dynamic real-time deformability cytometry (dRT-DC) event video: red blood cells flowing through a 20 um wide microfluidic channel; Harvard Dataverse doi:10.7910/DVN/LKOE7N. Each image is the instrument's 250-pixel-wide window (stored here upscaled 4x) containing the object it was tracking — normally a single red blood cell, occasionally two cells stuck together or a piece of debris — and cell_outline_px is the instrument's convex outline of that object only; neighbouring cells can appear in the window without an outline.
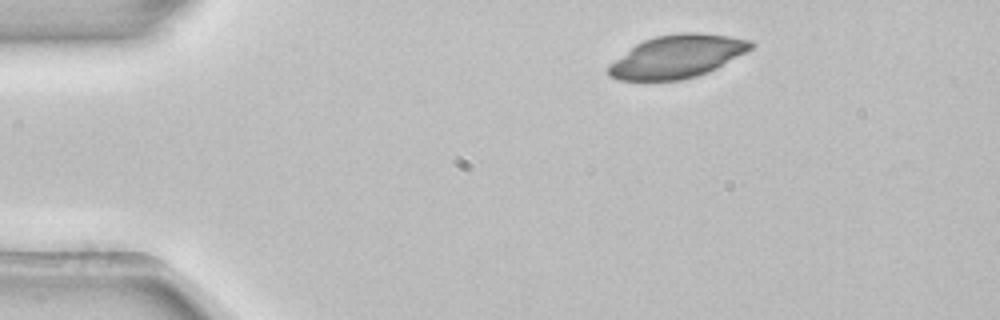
{"species": "common noctule bat (a hibernating species)", "species_latin": "Nyctalus noctula", "temperature_condition": "room temperature", "stored_images_in_passage": 3, "camera_frame_rate_fps": 3000, "um_per_image_px": 0.085, "animal": {"sex": "female", "body_mass_g": 22.7, "forearm_length_mm": 54.2}, "frame": {"image": 1, "passage_image": 1, "time_ms": 0.0, "image_size_px": [1000, 320], "cell_outline_px": [[756, 44], [752, 48], [716, 68], [708, 72], [696, 76], [680, 80], [620, 80], [608, 76], [608, 64], [636, 44], [644, 40], [656, 36], [680, 32], [700, 32], [728, 36], [752, 40]], "centroid_in_image_um": [57.55, 4.79], "position_along_channel_um": 27.4, "area_um2": 35.49}}